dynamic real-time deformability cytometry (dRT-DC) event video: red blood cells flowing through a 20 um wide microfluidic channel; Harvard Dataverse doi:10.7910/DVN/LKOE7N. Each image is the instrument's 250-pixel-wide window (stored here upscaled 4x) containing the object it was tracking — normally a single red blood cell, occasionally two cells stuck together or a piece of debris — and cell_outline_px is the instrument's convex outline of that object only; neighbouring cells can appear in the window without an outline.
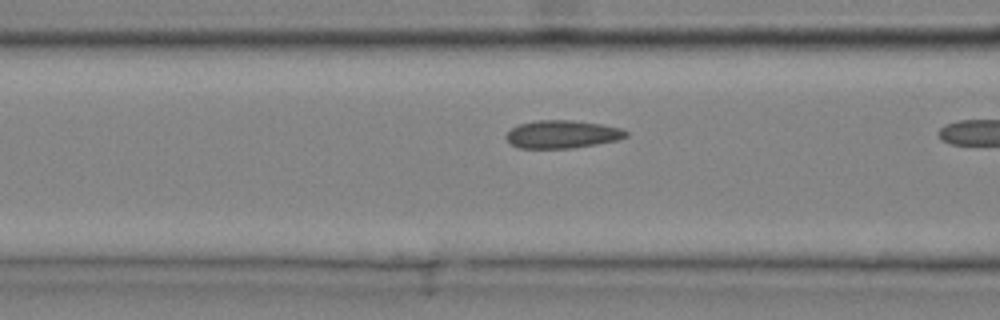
{"species": "common noctule bat (a hibernating species)", "species_latin": "Nyctalus noctula", "temperature_condition": "cold", "stored_images_in_passage": 6, "camera_frame_rate_fps": 3000, "um_per_image_px": 0.085, "animal": {"sex": "male", "body_mass_g": 20.4}, "frame": {"image": 1, "passage_image": 5, "time_ms": 1.333, "image_size_px": [1000, 320], "cell_outline_px": [[628, 136], [616, 140], [596, 144], [572, 148], [520, 148], [512, 144], [504, 136], [512, 128], [520, 124], [536, 120], [572, 120], [600, 124], [620, 128], [628, 132]], "centroid_in_image_um": [47.78, 11.41], "position_along_channel_um": 118.8, "area_um2": 19.31}}